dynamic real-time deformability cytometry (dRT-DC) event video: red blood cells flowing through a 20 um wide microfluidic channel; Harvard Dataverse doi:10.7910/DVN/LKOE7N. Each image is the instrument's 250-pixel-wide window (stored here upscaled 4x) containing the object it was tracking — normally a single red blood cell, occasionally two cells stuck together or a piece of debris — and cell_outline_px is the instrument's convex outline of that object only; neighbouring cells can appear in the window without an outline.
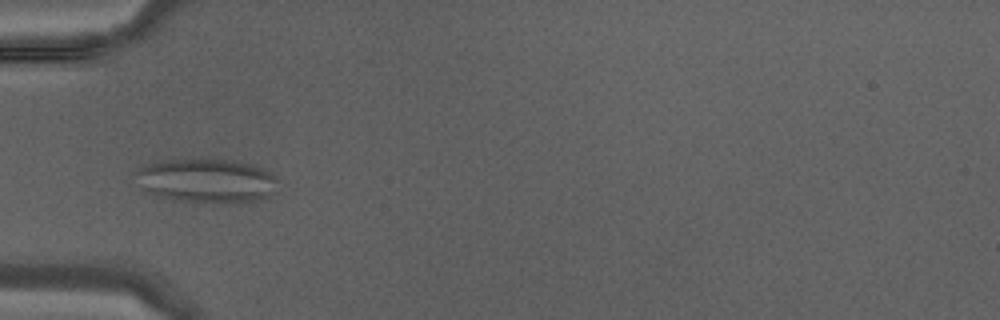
{"species": "Egyptian fruit bat (a non-hibernating species)", "species_latin": "Rousettus aegyptiacus", "temperature_condition": "warm", "stored_images_in_passage": 42, "camera_frame_rate_fps": 3000, "um_per_image_px": 0.085, "animal": {"sex": "male"}, "frame": {"image": 1, "passage_image": 14, "time_ms": 4.333, "image_size_px": [1000, 320], "cell_outline_px": [[280, 180], [276, 192], [260, 200], [244, 204], [204, 204], [156, 196], [144, 192], [132, 172], [144, 164], [164, 160], [240, 160], [252, 164], [272, 172]], "centroid_in_image_um": [17.61, 15.39], "position_along_channel_um": 67.4, "area_um2": 37.97}}
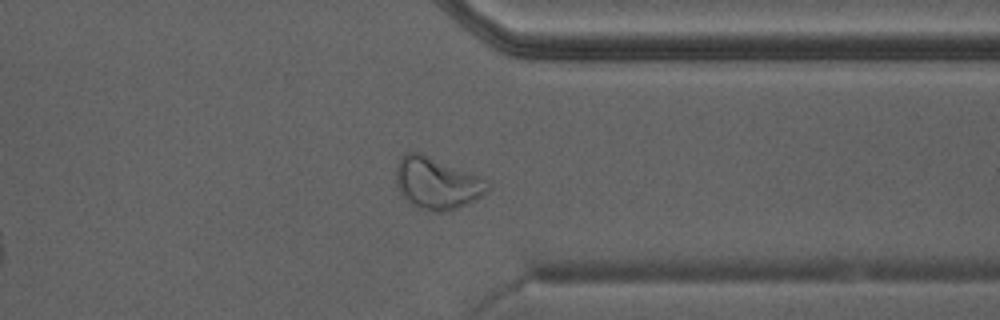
{"frame": {"image": 2, "passage_image": 33, "time_ms": 10.667, "image_size_px": [1000, 320], "cell_outline_px": [[492, 188], [484, 196], [476, 200], [448, 212], [432, 212], [420, 208], [412, 204], [396, 188], [396, 168], [400, 156], [404, 152], [420, 152], [484, 176], [488, 180]], "centroid_in_image_um": [37.2, 15.56], "position_along_channel_um": 374.2, "area_um2": 28.5}}
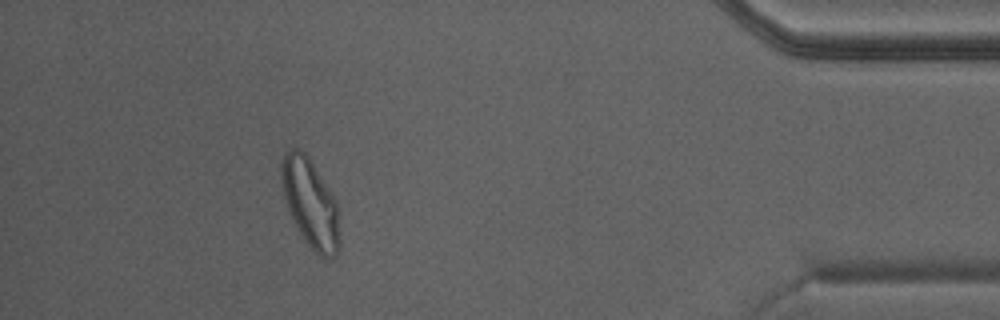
{"frame": {"image": 3, "passage_image": 38, "time_ms": 12.333, "image_size_px": [1000, 320], "cell_outline_px": [[340, 252], [336, 256], [328, 260], [320, 256], [308, 244], [292, 220], [288, 212], [284, 196], [280, 176], [280, 164], [284, 156], [292, 148], [300, 148], [308, 156], [336, 200], [340, 232]], "centroid_in_image_um": [26.4, 17.31], "position_along_channel_um": 408.8, "area_um2": 30.17}}